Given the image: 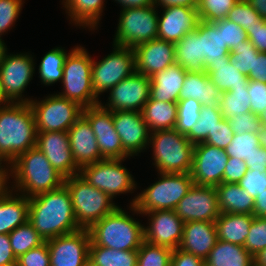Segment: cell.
<instances>
[{"mask_svg":"<svg viewBox=\"0 0 266 266\" xmlns=\"http://www.w3.org/2000/svg\"><path fill=\"white\" fill-rule=\"evenodd\" d=\"M248 78L266 83V52H258L257 57H254L253 70L250 71Z\"/></svg>","mask_w":266,"mask_h":266,"instance_id":"6125c7cd","label":"cell"},{"mask_svg":"<svg viewBox=\"0 0 266 266\" xmlns=\"http://www.w3.org/2000/svg\"><path fill=\"white\" fill-rule=\"evenodd\" d=\"M105 0H62L61 5L71 25L95 31L100 25Z\"/></svg>","mask_w":266,"mask_h":266,"instance_id":"83f0119b","label":"cell"},{"mask_svg":"<svg viewBox=\"0 0 266 266\" xmlns=\"http://www.w3.org/2000/svg\"><path fill=\"white\" fill-rule=\"evenodd\" d=\"M260 145L256 133L234 134L233 140L225 148L228 157H235L241 160H249V157L258 151Z\"/></svg>","mask_w":266,"mask_h":266,"instance_id":"ee69618b","label":"cell"},{"mask_svg":"<svg viewBox=\"0 0 266 266\" xmlns=\"http://www.w3.org/2000/svg\"><path fill=\"white\" fill-rule=\"evenodd\" d=\"M6 190V187L0 182V195Z\"/></svg>","mask_w":266,"mask_h":266,"instance_id":"11e5206c","label":"cell"},{"mask_svg":"<svg viewBox=\"0 0 266 266\" xmlns=\"http://www.w3.org/2000/svg\"><path fill=\"white\" fill-rule=\"evenodd\" d=\"M205 72L222 93L229 91L231 88L248 86L249 78L231 65L230 60L208 63L205 66Z\"/></svg>","mask_w":266,"mask_h":266,"instance_id":"d590c367","label":"cell"},{"mask_svg":"<svg viewBox=\"0 0 266 266\" xmlns=\"http://www.w3.org/2000/svg\"><path fill=\"white\" fill-rule=\"evenodd\" d=\"M92 56L81 45L74 46L68 52L63 66L61 97L78 103L87 108L98 105L100 101L92 86Z\"/></svg>","mask_w":266,"mask_h":266,"instance_id":"8992f818","label":"cell"},{"mask_svg":"<svg viewBox=\"0 0 266 266\" xmlns=\"http://www.w3.org/2000/svg\"><path fill=\"white\" fill-rule=\"evenodd\" d=\"M28 221L44 241L81 229L75 219L70 191L65 185L29 197Z\"/></svg>","mask_w":266,"mask_h":266,"instance_id":"6da1fadb","label":"cell"},{"mask_svg":"<svg viewBox=\"0 0 266 266\" xmlns=\"http://www.w3.org/2000/svg\"><path fill=\"white\" fill-rule=\"evenodd\" d=\"M8 51L7 45L4 42V40L2 39V37H0V62L2 61L5 53Z\"/></svg>","mask_w":266,"mask_h":266,"instance_id":"753ad0ef","label":"cell"},{"mask_svg":"<svg viewBox=\"0 0 266 266\" xmlns=\"http://www.w3.org/2000/svg\"><path fill=\"white\" fill-rule=\"evenodd\" d=\"M219 106L223 117L226 119L251 112L247 87L231 88L229 91L223 92Z\"/></svg>","mask_w":266,"mask_h":266,"instance_id":"ab89813d","label":"cell"},{"mask_svg":"<svg viewBox=\"0 0 266 266\" xmlns=\"http://www.w3.org/2000/svg\"><path fill=\"white\" fill-rule=\"evenodd\" d=\"M223 28V43L229 50H233L240 42L248 39L246 31L227 18L215 21Z\"/></svg>","mask_w":266,"mask_h":266,"instance_id":"f907efd6","label":"cell"},{"mask_svg":"<svg viewBox=\"0 0 266 266\" xmlns=\"http://www.w3.org/2000/svg\"><path fill=\"white\" fill-rule=\"evenodd\" d=\"M68 136L73 160L79 168L104 160L93 129L83 115L68 130Z\"/></svg>","mask_w":266,"mask_h":266,"instance_id":"cb8c5ba5","label":"cell"},{"mask_svg":"<svg viewBox=\"0 0 266 266\" xmlns=\"http://www.w3.org/2000/svg\"><path fill=\"white\" fill-rule=\"evenodd\" d=\"M254 266H266V247L254 257Z\"/></svg>","mask_w":266,"mask_h":266,"instance_id":"2644e50d","label":"cell"},{"mask_svg":"<svg viewBox=\"0 0 266 266\" xmlns=\"http://www.w3.org/2000/svg\"><path fill=\"white\" fill-rule=\"evenodd\" d=\"M171 266H205V261L191 253L177 248L172 252Z\"/></svg>","mask_w":266,"mask_h":266,"instance_id":"680465c9","label":"cell"},{"mask_svg":"<svg viewBox=\"0 0 266 266\" xmlns=\"http://www.w3.org/2000/svg\"><path fill=\"white\" fill-rule=\"evenodd\" d=\"M17 258L13 254L8 234H0V266H16Z\"/></svg>","mask_w":266,"mask_h":266,"instance_id":"94428289","label":"cell"},{"mask_svg":"<svg viewBox=\"0 0 266 266\" xmlns=\"http://www.w3.org/2000/svg\"><path fill=\"white\" fill-rule=\"evenodd\" d=\"M261 125H266V110L259 116Z\"/></svg>","mask_w":266,"mask_h":266,"instance_id":"34e18365","label":"cell"},{"mask_svg":"<svg viewBox=\"0 0 266 266\" xmlns=\"http://www.w3.org/2000/svg\"><path fill=\"white\" fill-rule=\"evenodd\" d=\"M247 90L251 112L260 116L266 110V83L249 79Z\"/></svg>","mask_w":266,"mask_h":266,"instance_id":"9f6ffc18","label":"cell"},{"mask_svg":"<svg viewBox=\"0 0 266 266\" xmlns=\"http://www.w3.org/2000/svg\"><path fill=\"white\" fill-rule=\"evenodd\" d=\"M159 9L147 7L127 8L120 11L113 44L135 48L158 37Z\"/></svg>","mask_w":266,"mask_h":266,"instance_id":"30bf717a","label":"cell"},{"mask_svg":"<svg viewBox=\"0 0 266 266\" xmlns=\"http://www.w3.org/2000/svg\"><path fill=\"white\" fill-rule=\"evenodd\" d=\"M175 46V63L187 72L204 71L201 47V20L194 31L187 33Z\"/></svg>","mask_w":266,"mask_h":266,"instance_id":"f546056e","label":"cell"},{"mask_svg":"<svg viewBox=\"0 0 266 266\" xmlns=\"http://www.w3.org/2000/svg\"><path fill=\"white\" fill-rule=\"evenodd\" d=\"M150 147L156 172H191L195 144L175 128L151 132L148 149Z\"/></svg>","mask_w":266,"mask_h":266,"instance_id":"5b68a950","label":"cell"},{"mask_svg":"<svg viewBox=\"0 0 266 266\" xmlns=\"http://www.w3.org/2000/svg\"><path fill=\"white\" fill-rule=\"evenodd\" d=\"M134 49L136 72L151 78L156 73L175 64L173 42L156 38L139 44Z\"/></svg>","mask_w":266,"mask_h":266,"instance_id":"7402d4cb","label":"cell"},{"mask_svg":"<svg viewBox=\"0 0 266 266\" xmlns=\"http://www.w3.org/2000/svg\"><path fill=\"white\" fill-rule=\"evenodd\" d=\"M238 185L247 191L252 198L266 191V171L248 170Z\"/></svg>","mask_w":266,"mask_h":266,"instance_id":"db71d44e","label":"cell"},{"mask_svg":"<svg viewBox=\"0 0 266 266\" xmlns=\"http://www.w3.org/2000/svg\"><path fill=\"white\" fill-rule=\"evenodd\" d=\"M29 218V198L9 188L0 195V234H9Z\"/></svg>","mask_w":266,"mask_h":266,"instance_id":"484cf974","label":"cell"},{"mask_svg":"<svg viewBox=\"0 0 266 266\" xmlns=\"http://www.w3.org/2000/svg\"><path fill=\"white\" fill-rule=\"evenodd\" d=\"M254 216L238 213H220L215 220L217 239L244 246Z\"/></svg>","mask_w":266,"mask_h":266,"instance_id":"4dcf8cb0","label":"cell"},{"mask_svg":"<svg viewBox=\"0 0 266 266\" xmlns=\"http://www.w3.org/2000/svg\"><path fill=\"white\" fill-rule=\"evenodd\" d=\"M37 129L29 103L0 104V153L13 162L36 146Z\"/></svg>","mask_w":266,"mask_h":266,"instance_id":"3957f363","label":"cell"},{"mask_svg":"<svg viewBox=\"0 0 266 266\" xmlns=\"http://www.w3.org/2000/svg\"><path fill=\"white\" fill-rule=\"evenodd\" d=\"M221 213L253 215L254 198L238 183H221L216 186Z\"/></svg>","mask_w":266,"mask_h":266,"instance_id":"1f68e13d","label":"cell"},{"mask_svg":"<svg viewBox=\"0 0 266 266\" xmlns=\"http://www.w3.org/2000/svg\"><path fill=\"white\" fill-rule=\"evenodd\" d=\"M234 132L228 119L223 118L208 134L204 143L225 149L233 140Z\"/></svg>","mask_w":266,"mask_h":266,"instance_id":"f5cc1de1","label":"cell"},{"mask_svg":"<svg viewBox=\"0 0 266 266\" xmlns=\"http://www.w3.org/2000/svg\"><path fill=\"white\" fill-rule=\"evenodd\" d=\"M137 250H116L90 241L89 266H137Z\"/></svg>","mask_w":266,"mask_h":266,"instance_id":"8d00e7d4","label":"cell"},{"mask_svg":"<svg viewBox=\"0 0 266 266\" xmlns=\"http://www.w3.org/2000/svg\"><path fill=\"white\" fill-rule=\"evenodd\" d=\"M126 159H104L82 166L79 175L95 188L108 194L112 200L122 194L134 193L139 186L131 172L123 165Z\"/></svg>","mask_w":266,"mask_h":266,"instance_id":"8fae6325","label":"cell"},{"mask_svg":"<svg viewBox=\"0 0 266 266\" xmlns=\"http://www.w3.org/2000/svg\"><path fill=\"white\" fill-rule=\"evenodd\" d=\"M114 2H117L121 6V10L154 5V0H114Z\"/></svg>","mask_w":266,"mask_h":266,"instance_id":"003e7915","label":"cell"},{"mask_svg":"<svg viewBox=\"0 0 266 266\" xmlns=\"http://www.w3.org/2000/svg\"><path fill=\"white\" fill-rule=\"evenodd\" d=\"M11 178V162L0 153V182L8 188Z\"/></svg>","mask_w":266,"mask_h":266,"instance_id":"03108f58","label":"cell"},{"mask_svg":"<svg viewBox=\"0 0 266 266\" xmlns=\"http://www.w3.org/2000/svg\"><path fill=\"white\" fill-rule=\"evenodd\" d=\"M266 247V217L254 216L244 248L255 257Z\"/></svg>","mask_w":266,"mask_h":266,"instance_id":"c3c4849f","label":"cell"},{"mask_svg":"<svg viewBox=\"0 0 266 266\" xmlns=\"http://www.w3.org/2000/svg\"><path fill=\"white\" fill-rule=\"evenodd\" d=\"M246 162L235 157H229L224 169L223 183H238L247 172Z\"/></svg>","mask_w":266,"mask_h":266,"instance_id":"6f0895ef","label":"cell"},{"mask_svg":"<svg viewBox=\"0 0 266 266\" xmlns=\"http://www.w3.org/2000/svg\"><path fill=\"white\" fill-rule=\"evenodd\" d=\"M259 145L266 149V125H261L257 133Z\"/></svg>","mask_w":266,"mask_h":266,"instance_id":"8c879c8a","label":"cell"},{"mask_svg":"<svg viewBox=\"0 0 266 266\" xmlns=\"http://www.w3.org/2000/svg\"><path fill=\"white\" fill-rule=\"evenodd\" d=\"M65 47H54L49 50L41 59L38 68V74L41 84L52 86L56 82H61L63 77V66L68 51Z\"/></svg>","mask_w":266,"mask_h":266,"instance_id":"74e56055","label":"cell"},{"mask_svg":"<svg viewBox=\"0 0 266 266\" xmlns=\"http://www.w3.org/2000/svg\"><path fill=\"white\" fill-rule=\"evenodd\" d=\"M46 242L50 253V266H89L88 229L81 228Z\"/></svg>","mask_w":266,"mask_h":266,"instance_id":"e0dca14e","label":"cell"},{"mask_svg":"<svg viewBox=\"0 0 266 266\" xmlns=\"http://www.w3.org/2000/svg\"><path fill=\"white\" fill-rule=\"evenodd\" d=\"M128 209L132 215L147 217V226L144 225V241L173 250L178 248L183 236L184 222L174 210H157L140 214L134 205H130Z\"/></svg>","mask_w":266,"mask_h":266,"instance_id":"5bb4252c","label":"cell"},{"mask_svg":"<svg viewBox=\"0 0 266 266\" xmlns=\"http://www.w3.org/2000/svg\"><path fill=\"white\" fill-rule=\"evenodd\" d=\"M217 240L215 222L190 221L184 223L183 236L178 248L205 261Z\"/></svg>","mask_w":266,"mask_h":266,"instance_id":"d4e9b609","label":"cell"},{"mask_svg":"<svg viewBox=\"0 0 266 266\" xmlns=\"http://www.w3.org/2000/svg\"><path fill=\"white\" fill-rule=\"evenodd\" d=\"M248 39L254 45L258 52H266V25L264 19H261L251 31H246Z\"/></svg>","mask_w":266,"mask_h":266,"instance_id":"91938a15","label":"cell"},{"mask_svg":"<svg viewBox=\"0 0 266 266\" xmlns=\"http://www.w3.org/2000/svg\"><path fill=\"white\" fill-rule=\"evenodd\" d=\"M222 92L210 80L205 71L187 72L182 89L179 94L180 99H197L201 105L219 106Z\"/></svg>","mask_w":266,"mask_h":266,"instance_id":"f1b7e54d","label":"cell"},{"mask_svg":"<svg viewBox=\"0 0 266 266\" xmlns=\"http://www.w3.org/2000/svg\"><path fill=\"white\" fill-rule=\"evenodd\" d=\"M16 266H50V253L47 242L28 250L17 258Z\"/></svg>","mask_w":266,"mask_h":266,"instance_id":"11a10c76","label":"cell"},{"mask_svg":"<svg viewBox=\"0 0 266 266\" xmlns=\"http://www.w3.org/2000/svg\"><path fill=\"white\" fill-rule=\"evenodd\" d=\"M174 211L184 223L215 222L221 213L216 187L193 184Z\"/></svg>","mask_w":266,"mask_h":266,"instance_id":"2e32d148","label":"cell"},{"mask_svg":"<svg viewBox=\"0 0 266 266\" xmlns=\"http://www.w3.org/2000/svg\"><path fill=\"white\" fill-rule=\"evenodd\" d=\"M118 206L89 228L90 241L96 246L116 250H138L144 242V224Z\"/></svg>","mask_w":266,"mask_h":266,"instance_id":"277c9868","label":"cell"},{"mask_svg":"<svg viewBox=\"0 0 266 266\" xmlns=\"http://www.w3.org/2000/svg\"><path fill=\"white\" fill-rule=\"evenodd\" d=\"M11 179L8 188L28 198L56 190L65 181L36 146L11 162Z\"/></svg>","mask_w":266,"mask_h":266,"instance_id":"7a4b0ae2","label":"cell"},{"mask_svg":"<svg viewBox=\"0 0 266 266\" xmlns=\"http://www.w3.org/2000/svg\"><path fill=\"white\" fill-rule=\"evenodd\" d=\"M262 19L266 18V0H246Z\"/></svg>","mask_w":266,"mask_h":266,"instance_id":"89a4df30","label":"cell"},{"mask_svg":"<svg viewBox=\"0 0 266 266\" xmlns=\"http://www.w3.org/2000/svg\"><path fill=\"white\" fill-rule=\"evenodd\" d=\"M187 71L178 64H173L151 77L150 98L156 101H179Z\"/></svg>","mask_w":266,"mask_h":266,"instance_id":"4316f807","label":"cell"},{"mask_svg":"<svg viewBox=\"0 0 266 266\" xmlns=\"http://www.w3.org/2000/svg\"><path fill=\"white\" fill-rule=\"evenodd\" d=\"M257 54V49L249 39L242 41L229 53L231 65L248 77L253 70L254 57H257Z\"/></svg>","mask_w":266,"mask_h":266,"instance_id":"bcb514c9","label":"cell"},{"mask_svg":"<svg viewBox=\"0 0 266 266\" xmlns=\"http://www.w3.org/2000/svg\"><path fill=\"white\" fill-rule=\"evenodd\" d=\"M38 99L33 98L29 103L35 117L37 133L68 132L82 116L83 107L57 93L49 94L42 100Z\"/></svg>","mask_w":266,"mask_h":266,"instance_id":"7c38bea8","label":"cell"},{"mask_svg":"<svg viewBox=\"0 0 266 266\" xmlns=\"http://www.w3.org/2000/svg\"><path fill=\"white\" fill-rule=\"evenodd\" d=\"M36 148L44 153L53 168L65 178L79 174L80 168L73 160L68 132L37 133Z\"/></svg>","mask_w":266,"mask_h":266,"instance_id":"44dd1931","label":"cell"},{"mask_svg":"<svg viewBox=\"0 0 266 266\" xmlns=\"http://www.w3.org/2000/svg\"><path fill=\"white\" fill-rule=\"evenodd\" d=\"M150 84L151 78L135 71L107 92L106 103L100 101L99 104L112 112H141L150 98Z\"/></svg>","mask_w":266,"mask_h":266,"instance_id":"9a60e30c","label":"cell"},{"mask_svg":"<svg viewBox=\"0 0 266 266\" xmlns=\"http://www.w3.org/2000/svg\"><path fill=\"white\" fill-rule=\"evenodd\" d=\"M205 266H254V257L244 246L217 240L205 259Z\"/></svg>","mask_w":266,"mask_h":266,"instance_id":"d6a6232c","label":"cell"},{"mask_svg":"<svg viewBox=\"0 0 266 266\" xmlns=\"http://www.w3.org/2000/svg\"><path fill=\"white\" fill-rule=\"evenodd\" d=\"M35 61L29 52L5 53L0 62V97L3 102H31L33 98L25 96L24 91L33 80Z\"/></svg>","mask_w":266,"mask_h":266,"instance_id":"9c48e42d","label":"cell"},{"mask_svg":"<svg viewBox=\"0 0 266 266\" xmlns=\"http://www.w3.org/2000/svg\"><path fill=\"white\" fill-rule=\"evenodd\" d=\"M199 0H154V4L160 9L170 6H187L197 8Z\"/></svg>","mask_w":266,"mask_h":266,"instance_id":"e7e4bbea","label":"cell"},{"mask_svg":"<svg viewBox=\"0 0 266 266\" xmlns=\"http://www.w3.org/2000/svg\"><path fill=\"white\" fill-rule=\"evenodd\" d=\"M200 19L197 8L170 6L161 8L158 15V37L176 43L196 29Z\"/></svg>","mask_w":266,"mask_h":266,"instance_id":"603a6c76","label":"cell"},{"mask_svg":"<svg viewBox=\"0 0 266 266\" xmlns=\"http://www.w3.org/2000/svg\"><path fill=\"white\" fill-rule=\"evenodd\" d=\"M112 115L114 128L120 137L124 152L130 158L146 152L151 132L144 122L142 112L113 111Z\"/></svg>","mask_w":266,"mask_h":266,"instance_id":"ffe728a7","label":"cell"},{"mask_svg":"<svg viewBox=\"0 0 266 266\" xmlns=\"http://www.w3.org/2000/svg\"><path fill=\"white\" fill-rule=\"evenodd\" d=\"M178 116L175 129L187 135L200 119L201 103L197 99H180L178 102Z\"/></svg>","mask_w":266,"mask_h":266,"instance_id":"7bdbcfd3","label":"cell"},{"mask_svg":"<svg viewBox=\"0 0 266 266\" xmlns=\"http://www.w3.org/2000/svg\"><path fill=\"white\" fill-rule=\"evenodd\" d=\"M82 115L90 123L97 139L100 155L104 159H130L124 152L120 137L114 128L112 111L98 104L83 108Z\"/></svg>","mask_w":266,"mask_h":266,"instance_id":"ac0fdd59","label":"cell"},{"mask_svg":"<svg viewBox=\"0 0 266 266\" xmlns=\"http://www.w3.org/2000/svg\"><path fill=\"white\" fill-rule=\"evenodd\" d=\"M228 159L225 149L204 142L195 144L190 172L193 183L215 187L223 183L224 169Z\"/></svg>","mask_w":266,"mask_h":266,"instance_id":"d6986e66","label":"cell"},{"mask_svg":"<svg viewBox=\"0 0 266 266\" xmlns=\"http://www.w3.org/2000/svg\"><path fill=\"white\" fill-rule=\"evenodd\" d=\"M25 0H0V37L7 34L19 19Z\"/></svg>","mask_w":266,"mask_h":266,"instance_id":"681fc988","label":"cell"},{"mask_svg":"<svg viewBox=\"0 0 266 266\" xmlns=\"http://www.w3.org/2000/svg\"><path fill=\"white\" fill-rule=\"evenodd\" d=\"M64 185L70 191L77 224L83 229H88L118 207L108 194L89 184L79 174L65 178Z\"/></svg>","mask_w":266,"mask_h":266,"instance_id":"ba28073f","label":"cell"},{"mask_svg":"<svg viewBox=\"0 0 266 266\" xmlns=\"http://www.w3.org/2000/svg\"><path fill=\"white\" fill-rule=\"evenodd\" d=\"M239 0H199L197 11L200 20L214 22L227 18Z\"/></svg>","mask_w":266,"mask_h":266,"instance_id":"f6af8a7d","label":"cell"},{"mask_svg":"<svg viewBox=\"0 0 266 266\" xmlns=\"http://www.w3.org/2000/svg\"><path fill=\"white\" fill-rule=\"evenodd\" d=\"M220 106L203 105L200 110V119L192 127L186 137L193 143L204 142L208 134L212 132L215 126L223 119Z\"/></svg>","mask_w":266,"mask_h":266,"instance_id":"f35d334b","label":"cell"},{"mask_svg":"<svg viewBox=\"0 0 266 266\" xmlns=\"http://www.w3.org/2000/svg\"><path fill=\"white\" fill-rule=\"evenodd\" d=\"M173 249L144 241L137 250V266H171Z\"/></svg>","mask_w":266,"mask_h":266,"instance_id":"b9f144b4","label":"cell"},{"mask_svg":"<svg viewBox=\"0 0 266 266\" xmlns=\"http://www.w3.org/2000/svg\"><path fill=\"white\" fill-rule=\"evenodd\" d=\"M245 162L248 170L266 171V149L260 146Z\"/></svg>","mask_w":266,"mask_h":266,"instance_id":"be15d7a7","label":"cell"},{"mask_svg":"<svg viewBox=\"0 0 266 266\" xmlns=\"http://www.w3.org/2000/svg\"><path fill=\"white\" fill-rule=\"evenodd\" d=\"M157 174L158 180L137 193L129 203V206L134 205L140 214L157 210H174L194 184L190 173L158 172Z\"/></svg>","mask_w":266,"mask_h":266,"instance_id":"52a82bcc","label":"cell"},{"mask_svg":"<svg viewBox=\"0 0 266 266\" xmlns=\"http://www.w3.org/2000/svg\"><path fill=\"white\" fill-rule=\"evenodd\" d=\"M228 20L242 27L245 31H251L262 19L255 9L246 0H239L229 11Z\"/></svg>","mask_w":266,"mask_h":266,"instance_id":"7dc6e473","label":"cell"},{"mask_svg":"<svg viewBox=\"0 0 266 266\" xmlns=\"http://www.w3.org/2000/svg\"><path fill=\"white\" fill-rule=\"evenodd\" d=\"M141 112L150 132L176 127L178 103L156 101L149 98Z\"/></svg>","mask_w":266,"mask_h":266,"instance_id":"836d02e7","label":"cell"},{"mask_svg":"<svg viewBox=\"0 0 266 266\" xmlns=\"http://www.w3.org/2000/svg\"><path fill=\"white\" fill-rule=\"evenodd\" d=\"M201 47L205 66L218 60H230V50L223 43V28L215 21L201 20Z\"/></svg>","mask_w":266,"mask_h":266,"instance_id":"e575fe53","label":"cell"},{"mask_svg":"<svg viewBox=\"0 0 266 266\" xmlns=\"http://www.w3.org/2000/svg\"><path fill=\"white\" fill-rule=\"evenodd\" d=\"M234 134L258 133L261 127L259 116L252 112L235 115L228 119Z\"/></svg>","mask_w":266,"mask_h":266,"instance_id":"816d5d0a","label":"cell"},{"mask_svg":"<svg viewBox=\"0 0 266 266\" xmlns=\"http://www.w3.org/2000/svg\"><path fill=\"white\" fill-rule=\"evenodd\" d=\"M112 45L113 51L110 54L99 61H95L93 57L92 61V86L99 99L101 95L136 71L134 49Z\"/></svg>","mask_w":266,"mask_h":266,"instance_id":"4fadbf2b","label":"cell"},{"mask_svg":"<svg viewBox=\"0 0 266 266\" xmlns=\"http://www.w3.org/2000/svg\"><path fill=\"white\" fill-rule=\"evenodd\" d=\"M253 216L266 217V191L254 199Z\"/></svg>","mask_w":266,"mask_h":266,"instance_id":"a7ac6f4b","label":"cell"},{"mask_svg":"<svg viewBox=\"0 0 266 266\" xmlns=\"http://www.w3.org/2000/svg\"><path fill=\"white\" fill-rule=\"evenodd\" d=\"M8 235L16 258L45 242L29 221L15 228Z\"/></svg>","mask_w":266,"mask_h":266,"instance_id":"60d3db41","label":"cell"}]
</instances>
